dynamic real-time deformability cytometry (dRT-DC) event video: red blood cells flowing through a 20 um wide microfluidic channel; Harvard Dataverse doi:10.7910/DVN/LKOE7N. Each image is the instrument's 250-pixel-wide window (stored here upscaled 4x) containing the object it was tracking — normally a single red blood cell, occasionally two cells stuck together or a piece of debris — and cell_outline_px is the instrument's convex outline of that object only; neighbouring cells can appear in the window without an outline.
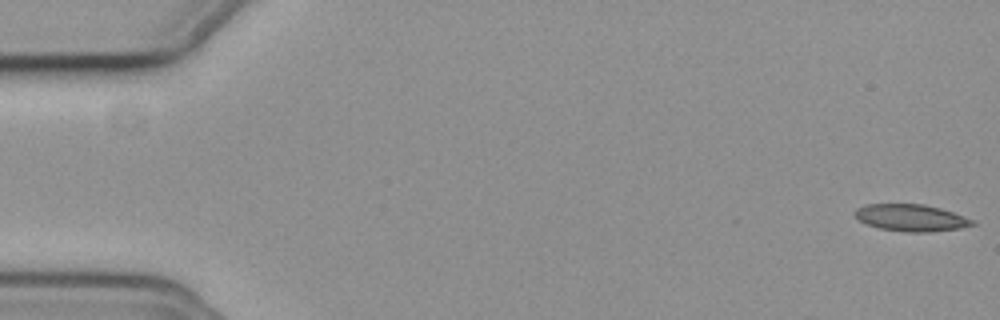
{"species": "common noctule bat (a hibernating species)", "species_latin": "Nyctalus noctula", "temperature_condition": "cold", "stored_images_in_passage": 55, "camera_frame_rate_fps": 3000, "um_per_image_px": 0.085, "animal": {"sex": "female", "body_mass_g": 19.3, "forearm_length_mm": 54.1}, "frame": {"image": 1, "passage_image": 1, "time_ms": 0.0, "image_size_px": [1000, 320], "cell_outline_px": [[976, 224], [960, 228], [928, 232], [908, 232], [880, 228], [868, 224], [860, 220], [852, 212], [856, 208], [868, 204], [924, 204], [940, 208], [952, 212], [972, 220]], "centroid_in_image_um": [77.42, 18.5], "position_along_channel_um": 7.6, "area_um2": 18.15}}
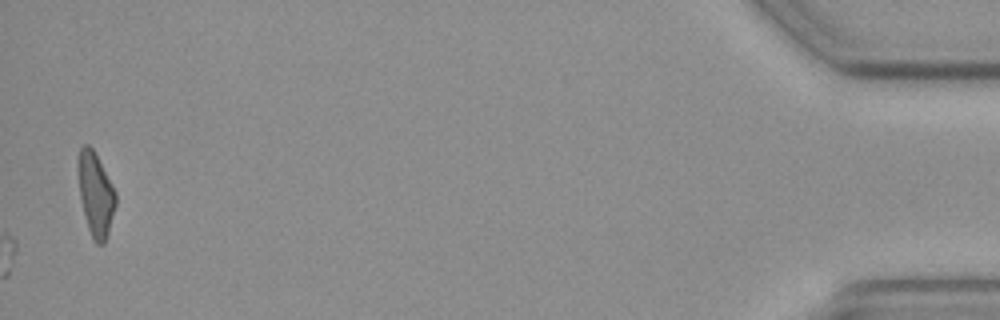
{"frame": {"image": 2, "passage_image": 55, "time_ms": 18.0, "image_size_px": [1000, 320], "cell_outline_px": [[116, 204], [108, 232], [104, 244], [96, 244], [92, 240], [88, 228], [80, 196], [76, 164], [80, 148], [84, 144], [88, 144], [92, 148], [112, 184], [116, 192]], "centroid_in_image_um": [8.11, 16.5], "position_along_channel_um": 427.1, "area_um2": 18.26}}